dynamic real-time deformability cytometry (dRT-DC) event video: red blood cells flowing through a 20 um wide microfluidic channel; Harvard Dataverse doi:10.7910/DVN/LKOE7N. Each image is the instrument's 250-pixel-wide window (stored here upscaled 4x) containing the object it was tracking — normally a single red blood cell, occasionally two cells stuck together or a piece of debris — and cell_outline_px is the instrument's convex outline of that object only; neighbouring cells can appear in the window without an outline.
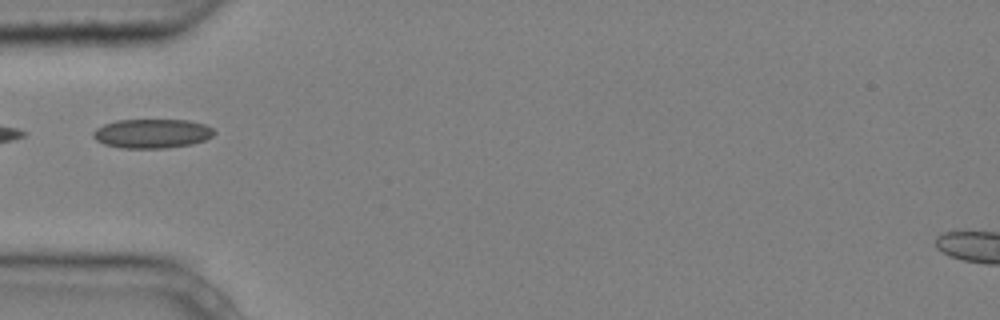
{"species": "common noctule bat (a hibernating species)", "species_latin": "Nyctalus noctula", "temperature_condition": "cold", "stored_images_in_passage": 5, "camera_frame_rate_fps": 3000, "um_per_image_px": 0.085, "animal": {"sex": "male", "body_mass_g": 20.4}, "frame": {"image": 1, "passage_image": 5, "time_ms": 1.333, "image_size_px": [1000, 320], "cell_outline_px": [[216, 132], [212, 136], [204, 140], [192, 144], [164, 148], [120, 148], [104, 144], [96, 140], [92, 136], [92, 132], [96, 128], [104, 124], [116, 120], [188, 120], [204, 124], [212, 128]], "centroid_in_image_um": [12.9, 11.35], "position_along_channel_um": 72.1, "area_um2": 20.63}}